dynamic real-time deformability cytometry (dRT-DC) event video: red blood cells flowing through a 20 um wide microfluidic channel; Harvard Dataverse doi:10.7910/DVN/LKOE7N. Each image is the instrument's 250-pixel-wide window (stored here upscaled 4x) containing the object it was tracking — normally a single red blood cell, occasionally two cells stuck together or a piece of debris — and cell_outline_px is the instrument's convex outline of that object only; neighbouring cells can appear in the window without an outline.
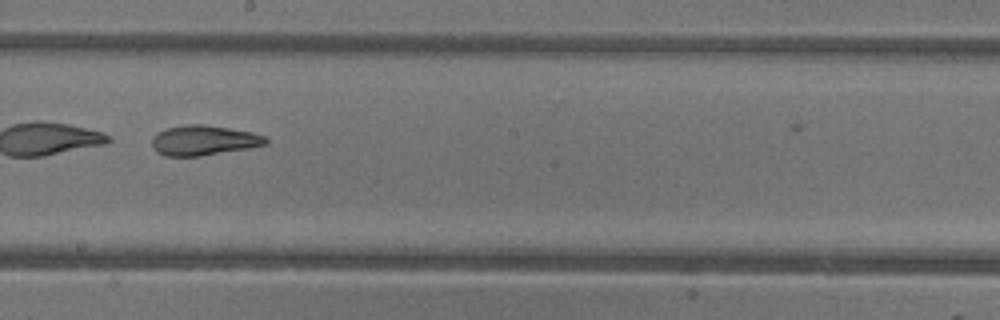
{"species": "common noctule bat (a hibernating species)", "species_latin": "Nyctalus noctula", "temperature_condition": "warm", "stored_images_in_passage": 19, "camera_frame_rate_fps": 3000, "um_per_image_px": 0.085, "animal": {"sex": "female"}, "frame": {"image": 1, "passage_image": 16, "time_ms": 5.0, "image_size_px": [1000, 320], "cell_outline_px": [[268, 144], [248, 148], [200, 156], [164, 156], [156, 152], [152, 144], [152, 140], [160, 132], [168, 128], [184, 124], [204, 124], [252, 132], [264, 136], [268, 140]], "centroid_in_image_um": [17.33, 11.93], "position_along_channel_um": 230.9, "area_um2": 19.71}}